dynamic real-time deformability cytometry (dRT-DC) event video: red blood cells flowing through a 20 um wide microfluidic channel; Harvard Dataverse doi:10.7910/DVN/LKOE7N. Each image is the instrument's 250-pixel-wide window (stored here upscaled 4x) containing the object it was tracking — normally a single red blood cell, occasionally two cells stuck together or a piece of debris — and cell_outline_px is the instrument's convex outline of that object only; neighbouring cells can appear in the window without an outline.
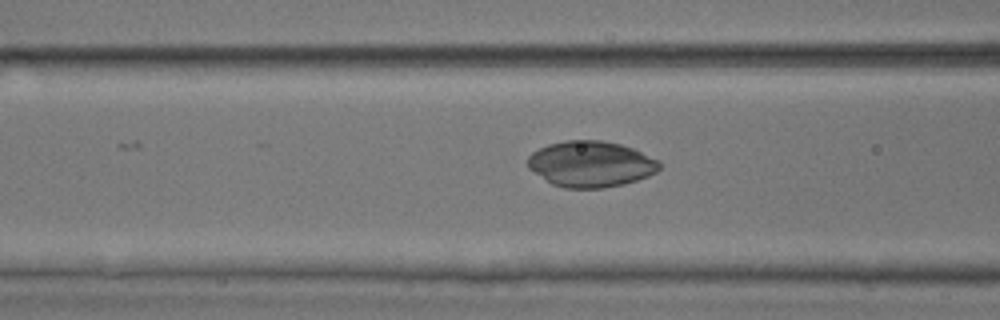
{"species": "common noctule bat (a hibernating species)", "species_latin": "Nyctalus noctula", "temperature_condition": "room temperature", "stored_images_in_passage": 51, "camera_frame_rate_fps": 3000, "um_per_image_px": 0.085, "animal": {"sex": "male", "body_mass_g": 17.9, "forearm_length_mm": 54.2}, "frame": {"image": 1, "passage_image": 20, "time_ms": 6.333, "image_size_px": [1000, 320], "cell_outline_px": [[660, 168], [656, 172], [648, 176], [624, 184], [604, 188], [564, 188], [552, 184], [528, 168], [528, 156], [532, 152], [548, 144], [564, 140], [600, 140], [620, 144], [632, 148], [660, 160]], "centroid_in_image_um": [50.22, 13.94], "position_along_channel_um": 116.4, "area_um2": 35.32}}
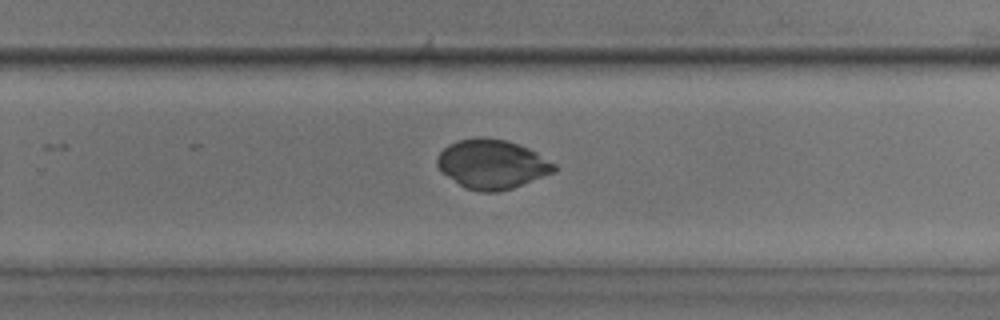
{"frame": {"image": 2, "passage_image": 33, "time_ms": 10.667, "image_size_px": [1000, 320], "cell_outline_px": [[556, 172], [512, 188], [496, 192], [484, 192], [464, 188], [448, 176], [436, 164], [436, 160], [440, 152], [448, 144], [456, 140], [480, 136], [484, 136], [504, 140], [520, 144], [536, 152], [556, 164]], "centroid_in_image_um": [41.83, 13.94], "position_along_channel_um": 288.0, "area_um2": 33.64}}
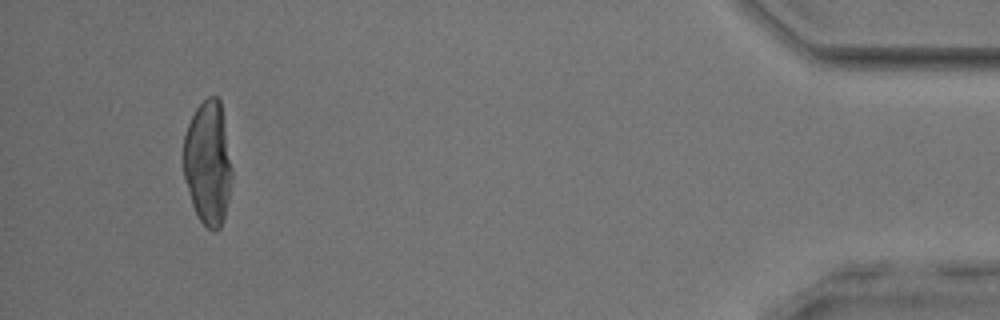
{"frame": {"image": 3, "passage_image": 48, "time_ms": 15.667, "image_size_px": [1000, 320], "cell_outline_px": [[232, 176], [228, 200], [224, 216], [220, 228], [216, 232], [212, 232], [196, 216], [192, 204], [184, 176], [184, 136], [188, 124], [196, 108], [208, 96], [216, 96], [220, 100], [232, 168]], "centroid_in_image_um": [17.68, 13.88], "position_along_channel_um": 417.5, "area_um2": 34.85}}